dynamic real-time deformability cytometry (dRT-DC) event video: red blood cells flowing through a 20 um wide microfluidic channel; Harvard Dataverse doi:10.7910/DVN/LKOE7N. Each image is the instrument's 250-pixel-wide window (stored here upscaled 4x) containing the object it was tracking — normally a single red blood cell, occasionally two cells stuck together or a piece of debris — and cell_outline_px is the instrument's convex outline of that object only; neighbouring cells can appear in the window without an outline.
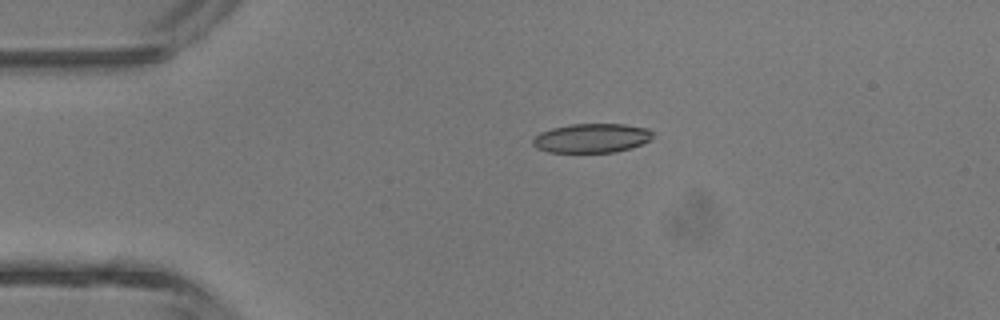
{"species": "common noctule bat (a hibernating species)", "species_latin": "Nyctalus noctula", "temperature_condition": "room temperature", "stored_images_in_passage": 4, "camera_frame_rate_fps": 3000, "um_per_image_px": 0.085, "animal": {"sex": "male", "body_mass_g": 13.3}, "frame": {"image": 1, "passage_image": 3, "time_ms": 2.333, "image_size_px": [1000, 320], "cell_outline_px": [[652, 136], [648, 140], [632, 148], [616, 152], [548, 152], [536, 148], [532, 144], [532, 140], [540, 132], [552, 128], [568, 124], [624, 124], [648, 128], [652, 132]], "centroid_in_image_um": [50.26, 11.74], "position_along_channel_um": 34.7, "area_um2": 20.4}}